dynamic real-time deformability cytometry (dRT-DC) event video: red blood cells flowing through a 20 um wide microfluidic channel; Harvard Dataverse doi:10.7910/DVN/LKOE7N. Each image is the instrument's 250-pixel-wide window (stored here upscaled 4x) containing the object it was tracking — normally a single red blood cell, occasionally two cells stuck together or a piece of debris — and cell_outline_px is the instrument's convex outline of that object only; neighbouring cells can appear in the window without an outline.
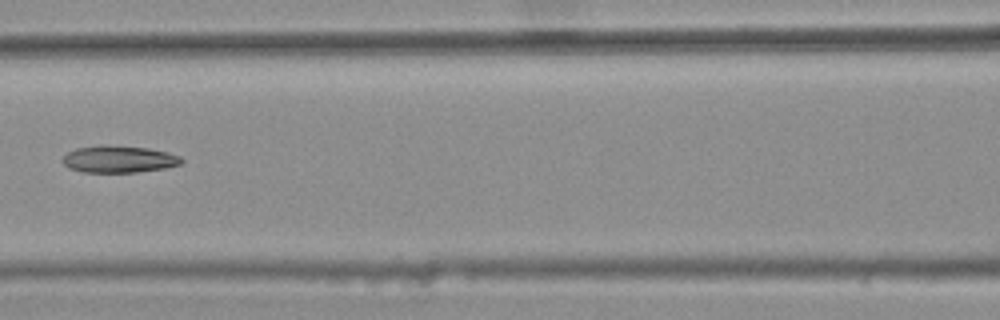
{"species": "common noctule bat (a hibernating species)", "species_latin": "Nyctalus noctula", "temperature_condition": "warm", "stored_images_in_passage": 5, "camera_frame_rate_fps": 3000, "um_per_image_px": 0.085, "animal": {"sex": "female", "body_mass_g": 25.1}, "frame": {"image": 1, "passage_image": 4, "time_ms": 1.0, "image_size_px": [1000, 320], "cell_outline_px": [[184, 160], [180, 164], [164, 168], [136, 172], [84, 172], [68, 168], [60, 160], [68, 152], [76, 148], [100, 144], [104, 144], [148, 148], [168, 152], [180, 156]], "centroid_in_image_um": [10.07, 13.52], "position_along_channel_um": 156.5, "area_um2": 18.84}}
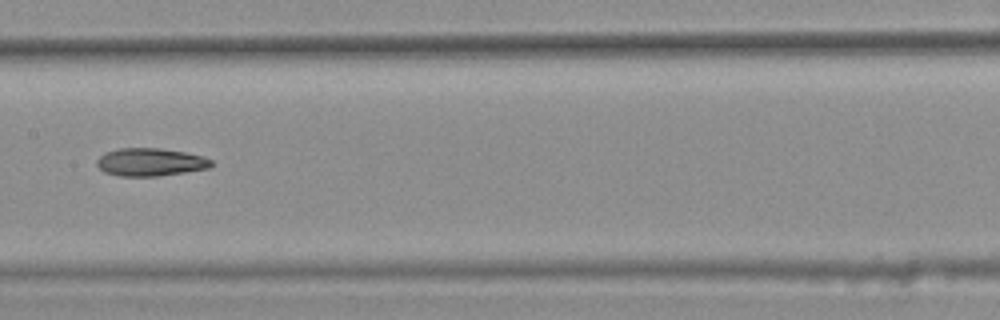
{"frame": {"image": 2, "passage_image": 5, "time_ms": 1.333, "image_size_px": [1000, 320], "cell_outline_px": [[212, 164], [208, 168], [184, 172], [156, 176], [120, 176], [104, 172], [96, 164], [96, 160], [104, 152], [120, 148], [160, 148], [184, 152], [200, 156], [212, 160]], "centroid_in_image_um": [12.73, 13.77], "position_along_channel_um": 194.7, "area_um2": 18.44}}